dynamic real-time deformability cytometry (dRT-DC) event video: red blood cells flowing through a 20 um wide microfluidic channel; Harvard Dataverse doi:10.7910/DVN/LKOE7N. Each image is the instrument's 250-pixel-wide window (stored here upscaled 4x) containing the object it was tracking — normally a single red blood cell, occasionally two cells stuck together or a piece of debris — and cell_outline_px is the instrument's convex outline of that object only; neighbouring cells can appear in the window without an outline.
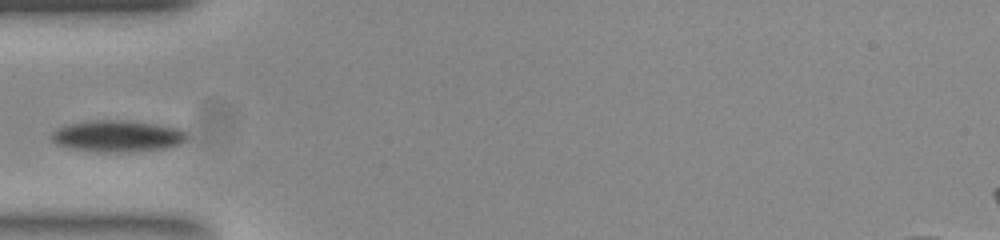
{"species": "common noctule bat (a hibernating species)", "species_latin": "Nyctalus noctula", "temperature_condition": "room temperature", "stored_images_in_passage": 13, "camera_frame_rate_fps": 3000, "um_per_image_px": 0.085, "animal": {"sex": "female", "body_mass_g": 23.0, "forearm_length_mm": 53.4}, "frame": {"image": 1, "passage_image": 1, "time_ms": 0.0, "image_size_px": [1000, 240], "cell_outline_px": [[188, 136], [184, 140], [176, 144], [164, 148], [128, 152], [96, 152], [68, 148], [52, 140], [52, 132], [60, 128], [72, 124], [92, 120], [112, 120], [152, 124], [180, 128]], "centroid_in_image_um": [9.97, 11.59], "position_along_channel_um": 75.0, "area_um2": 24.22}}
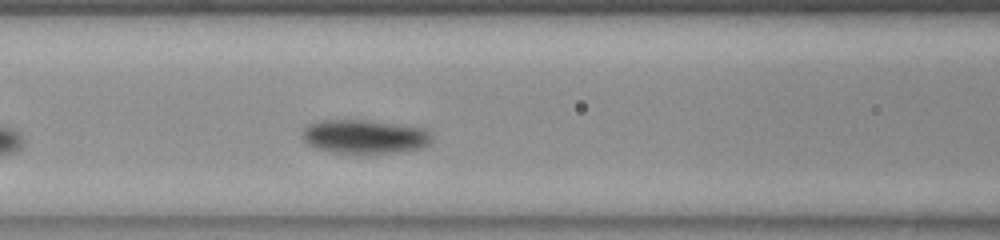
{"frame": {"image": 2, "passage_image": 6, "time_ms": 1.667, "image_size_px": [1000, 240], "cell_outline_px": [[428, 144], [420, 148], [400, 152], [368, 156], [352, 156], [332, 152], [316, 148], [308, 144], [304, 136], [304, 132], [312, 124], [324, 120], [364, 120], [420, 128], [428, 136]], "centroid_in_image_um": [30.95, 11.69], "position_along_channel_um": 135.7, "area_um2": 25.37}}